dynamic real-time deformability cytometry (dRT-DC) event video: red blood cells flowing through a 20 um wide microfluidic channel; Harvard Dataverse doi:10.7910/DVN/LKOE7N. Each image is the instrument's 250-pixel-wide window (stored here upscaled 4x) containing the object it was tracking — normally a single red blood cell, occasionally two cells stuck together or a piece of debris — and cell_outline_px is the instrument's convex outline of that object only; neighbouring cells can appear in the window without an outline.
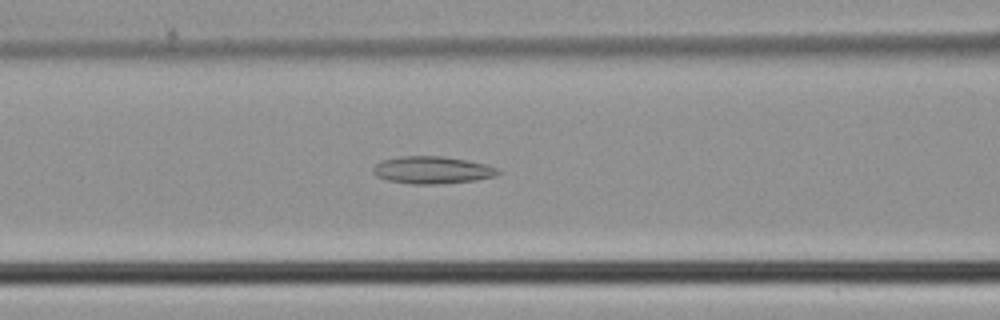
{"species": "common noctule bat (a hibernating species)", "species_latin": "Nyctalus noctula", "temperature_condition": "cold", "stored_images_in_passage": 34, "camera_frame_rate_fps": 3000, "um_per_image_px": 0.085, "animal": {"sex": "male", "body_mass_g": 21.5, "forearm_length_mm": 52.0}, "frame": {"image": 1, "passage_image": 13, "time_ms": 4.0, "image_size_px": [1000, 320], "cell_outline_px": [[504, 172], [496, 176], [476, 180], [440, 184], [412, 184], [388, 180], [376, 176], [372, 172], [372, 168], [380, 160], [400, 156], [440, 156], [464, 160], [484, 164], [500, 168]], "centroid_in_image_um": [36.75, 14.46], "position_along_channel_um": 129.8, "area_um2": 20.06}}
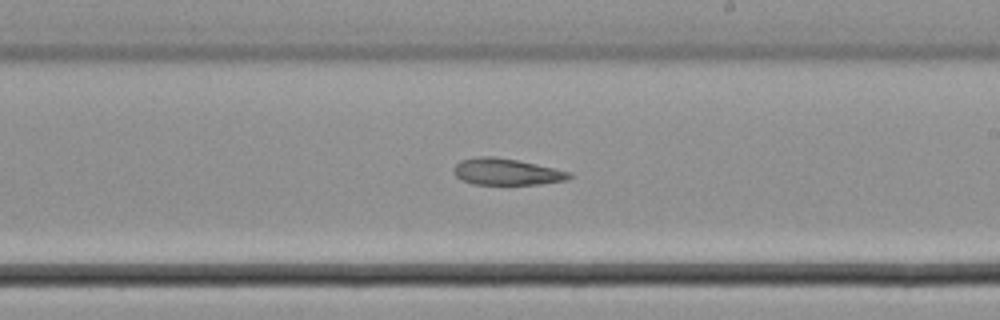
{"frame": {"image": 2, "passage_image": 21, "time_ms": 6.667, "image_size_px": [1000, 320], "cell_outline_px": [[572, 176], [568, 180], [540, 184], [472, 184], [460, 180], [456, 176], [452, 168], [460, 160], [476, 156], [492, 156], [516, 160], [536, 164], [572, 172]], "centroid_in_image_um": [43.03, 14.6], "position_along_channel_um": 246.0, "area_um2": 17.98}}
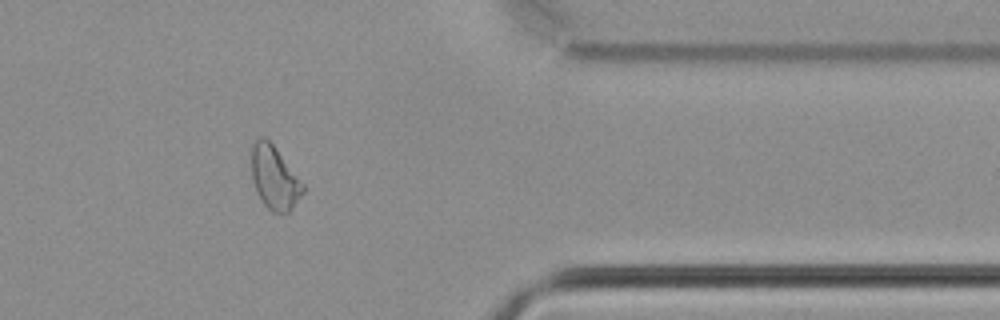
{"frame": {"image": 3, "passage_image": 32, "time_ms": 10.333, "image_size_px": [1000, 320], "cell_outline_px": [[304, 192], [292, 208], [288, 212], [280, 216], [272, 212], [264, 204], [252, 180], [252, 144], [260, 136], [264, 136], [272, 144], [304, 184]], "centroid_in_image_um": [23.34, 15.14], "position_along_channel_um": 388.1, "area_um2": 18.79}}